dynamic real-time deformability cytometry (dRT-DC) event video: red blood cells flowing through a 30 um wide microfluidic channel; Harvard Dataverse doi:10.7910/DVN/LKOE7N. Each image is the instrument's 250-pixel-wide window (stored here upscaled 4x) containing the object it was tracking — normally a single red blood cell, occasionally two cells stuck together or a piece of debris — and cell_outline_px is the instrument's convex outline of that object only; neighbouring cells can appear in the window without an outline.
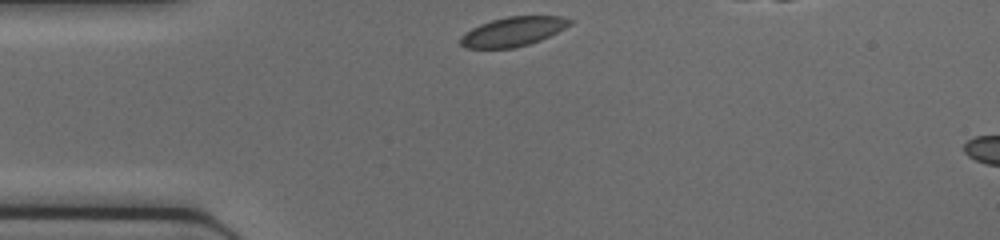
{"species": "common noctule bat (a hibernating species)", "species_latin": "Nyctalus noctula", "temperature_condition": "cold", "stored_images_in_passage": 29, "camera_frame_rate_fps": 3000, "um_per_image_px": 0.085, "animal": {"sex": "female", "body_mass_g": 17.0, "forearm_length_mm": 48.0}, "frame": {"image": 1, "passage_image": 1, "time_ms": 0.0, "image_size_px": [1000, 240], "cell_outline_px": [[572, 24], [540, 40], [516, 48], [468, 48], [460, 44], [460, 36], [464, 32], [480, 24], [492, 20], [508, 16], [560, 16], [572, 20]], "centroid_in_image_um": [43.58, 2.68], "position_along_channel_um": 41.4, "area_um2": 18.55}}
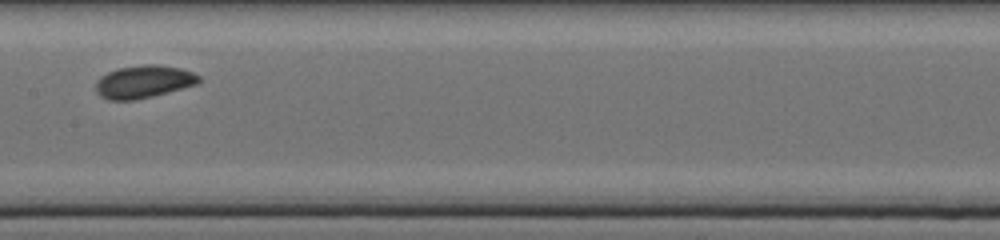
{"frame": {"image": 2, "passage_image": 13, "time_ms": 4.0, "image_size_px": [1000, 240], "cell_outline_px": [[200, 80], [196, 84], [152, 96], [132, 100], [108, 100], [100, 96], [96, 92], [96, 84], [100, 76], [116, 68], [144, 64], [156, 64], [180, 68], [192, 72], [200, 76]], "centroid_in_image_um": [12.17, 6.93], "position_along_channel_um": 195.2, "area_um2": 19.54}}
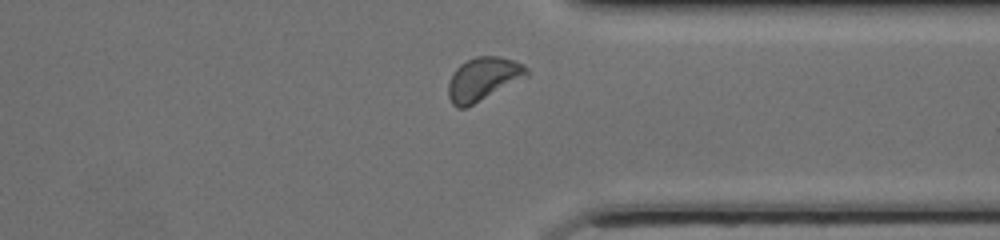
{"frame": {"image": 3, "passage_image": 25, "time_ms": 8.0, "image_size_px": [1000, 240], "cell_outline_px": [[528, 76], [464, 108], [456, 108], [452, 104], [448, 96], [448, 84], [456, 68], [460, 64], [476, 56], [500, 56], [524, 64], [528, 68]], "centroid_in_image_um": [41.06, 6.7], "position_along_channel_um": 370.3, "area_um2": 19.48}}